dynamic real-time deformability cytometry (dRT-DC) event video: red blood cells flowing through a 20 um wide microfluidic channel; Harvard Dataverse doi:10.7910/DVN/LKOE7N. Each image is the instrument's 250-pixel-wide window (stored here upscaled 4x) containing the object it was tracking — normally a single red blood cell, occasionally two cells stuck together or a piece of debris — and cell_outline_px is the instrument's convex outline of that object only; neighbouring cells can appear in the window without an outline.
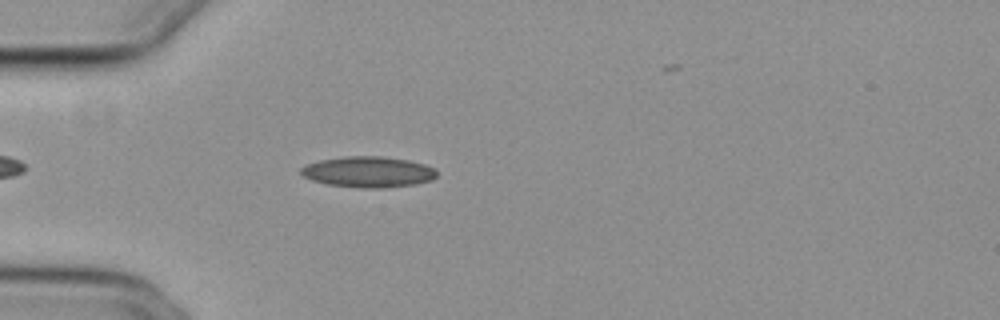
{"species": "common noctule bat (a hibernating species)", "species_latin": "Nyctalus noctula", "temperature_condition": "cold", "stored_images_in_passage": 39, "camera_frame_rate_fps": 3000, "um_per_image_px": 0.085, "animal": {"sex": "female", "body_mass_g": 29.2, "forearm_length_mm": 56.3}, "frame": {"image": 1, "passage_image": 6, "time_ms": 1.667, "image_size_px": [1000, 320], "cell_outline_px": [[436, 176], [432, 180], [416, 184], [384, 188], [360, 188], [324, 184], [312, 180], [304, 176], [300, 172], [300, 168], [304, 164], [320, 160], [344, 156], [380, 156], [408, 160], [424, 164], [436, 168]], "centroid_in_image_um": [31.28, 14.61], "position_along_channel_um": 53.7, "area_um2": 24.68}}
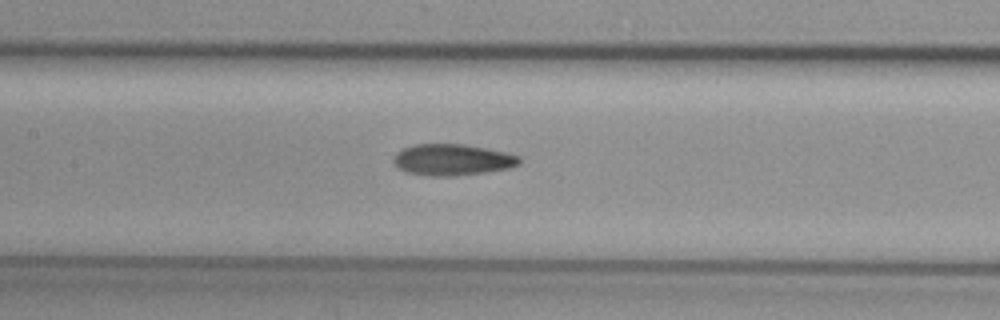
{"frame": {"image": 2, "passage_image": 16, "time_ms": 5.0, "image_size_px": [1000, 320], "cell_outline_px": [[520, 164], [512, 168], [456, 176], [432, 176], [404, 172], [392, 160], [392, 156], [396, 152], [404, 148], [416, 144], [464, 144], [504, 152], [520, 156]], "centroid_in_image_um": [38.44, 13.58], "position_along_channel_um": 169.0, "area_um2": 23.0}}
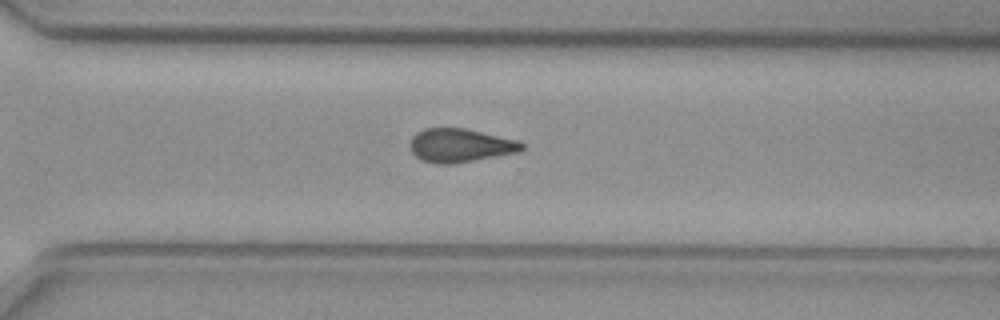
{"frame": {"image": 3, "passage_image": 29, "time_ms": 9.333, "image_size_px": [1000, 320], "cell_outline_px": [[524, 148], [520, 152], [476, 160], [452, 164], [436, 164], [420, 160], [412, 152], [408, 144], [412, 136], [416, 132], [424, 128], [468, 128], [520, 140], [524, 144]], "centroid_in_image_um": [39.13, 12.35], "position_along_channel_um": 331.5, "area_um2": 22.43}}